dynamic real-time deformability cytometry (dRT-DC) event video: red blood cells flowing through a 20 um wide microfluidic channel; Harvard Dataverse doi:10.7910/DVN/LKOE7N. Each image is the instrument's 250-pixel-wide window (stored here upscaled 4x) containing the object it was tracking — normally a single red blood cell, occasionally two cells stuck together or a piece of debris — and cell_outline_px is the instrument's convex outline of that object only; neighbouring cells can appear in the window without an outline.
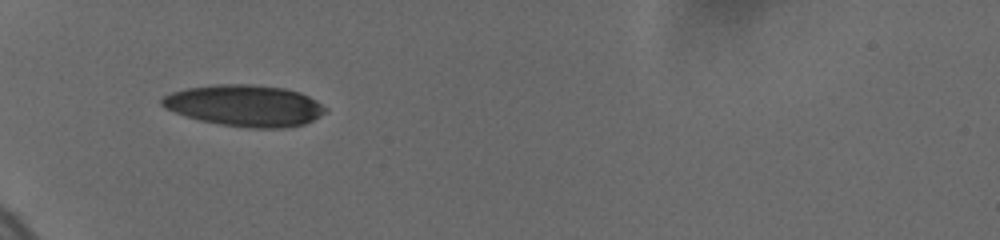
{"species": "human", "species_latin": "Homo sapiens", "temperature_condition": "cold", "stored_images_in_passage": 51, "camera_frame_rate_fps": 3000, "um_per_image_px": 0.085, "donor": {"sex": "female"}, "frame": {"image": 1, "passage_image": 1, "time_ms": 0.0, "image_size_px": [1000, 240], "cell_outline_px": [[328, 112], [304, 124], [284, 128], [248, 128], [220, 124], [200, 120], [176, 112], [160, 104], [160, 100], [164, 96], [172, 92], [188, 88], [216, 84], [252, 84], [284, 88], [300, 92], [316, 100], [328, 108]], "centroid_in_image_um": [20.86, 8.97], "position_along_channel_um": 64.1, "area_um2": 39.36}}
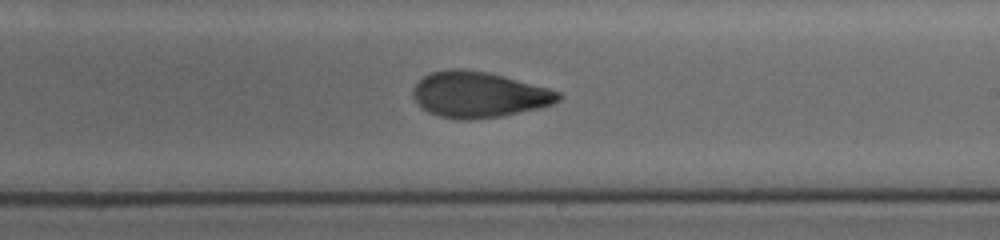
{"frame": {"image": 2, "passage_image": 23, "time_ms": 5.333, "image_size_px": [1000, 240], "cell_outline_px": [[564, 96], [560, 100], [552, 104], [540, 108], [500, 116], [468, 120], [460, 120], [440, 116], [428, 112], [420, 108], [412, 96], [412, 88], [424, 76], [432, 72], [488, 72], [504, 76], [548, 88], [560, 92]], "centroid_in_image_um": [40.73, 8.09], "position_along_channel_um": 248.3, "area_um2": 38.03}}
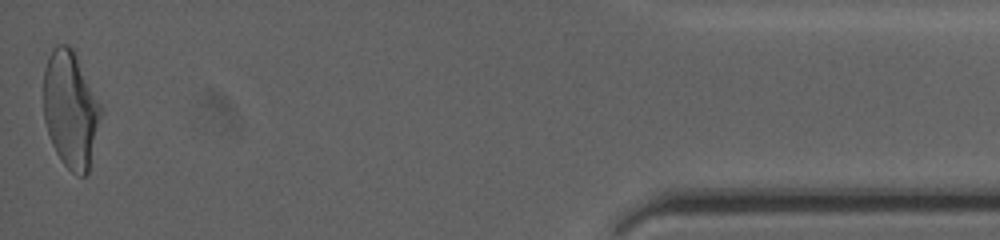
{"frame": {"image": 3, "passage_image": 50, "time_ms": 12.0, "image_size_px": [1000, 240], "cell_outline_px": [[104, 112], [88, 172], [84, 176], [76, 176], [64, 164], [56, 152], [52, 144], [44, 120], [44, 68], [48, 56], [52, 48], [56, 44], [68, 44], [76, 52]], "centroid_in_image_um": [6.02, 9.29], "position_along_channel_um": 429.2, "area_um2": 39.59}, "authors_computed_cell_mechanics": {"area_um2": 38.9572, "velocity_mm_per_s": 3.7154, "shape_relaxation_time_tau1_ms": 6.6901, "shape_relaxation_time_tau2_ms": 1.6843, "deformation_change_tau1": 0.2008, "deformation_change_tau2": 0.0728}}